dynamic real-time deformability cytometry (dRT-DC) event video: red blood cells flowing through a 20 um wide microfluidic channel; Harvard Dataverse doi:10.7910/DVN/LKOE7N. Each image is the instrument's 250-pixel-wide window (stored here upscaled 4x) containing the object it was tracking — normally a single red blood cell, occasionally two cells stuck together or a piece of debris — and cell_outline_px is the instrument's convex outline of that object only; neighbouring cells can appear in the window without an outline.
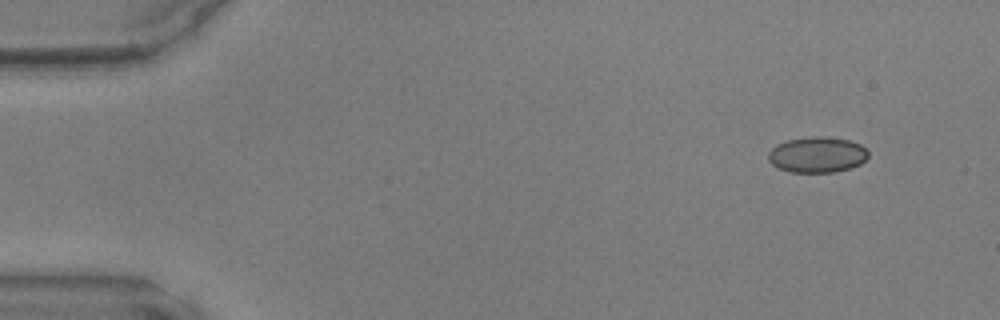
{"species": "common noctule bat (a hibernating species)", "species_latin": "Nyctalus noctula", "temperature_condition": "warm", "stored_images_in_passage": 44, "camera_frame_rate_fps": 3000, "um_per_image_px": 0.085, "animal": {"sex": "male", "body_mass_g": 17.9, "forearm_length_mm": 54.2}, "frame": {"image": 1, "passage_image": 1, "time_ms": 0.0, "image_size_px": [1000, 320], "cell_outline_px": [[868, 156], [860, 164], [852, 168], [836, 172], [788, 172], [776, 168], [768, 160], [768, 152], [776, 144], [788, 140], [812, 136], [824, 136], [848, 140], [860, 144], [868, 152]], "centroid_in_image_um": [69.43, 13.16], "position_along_channel_um": 15.6, "area_um2": 20.98}}
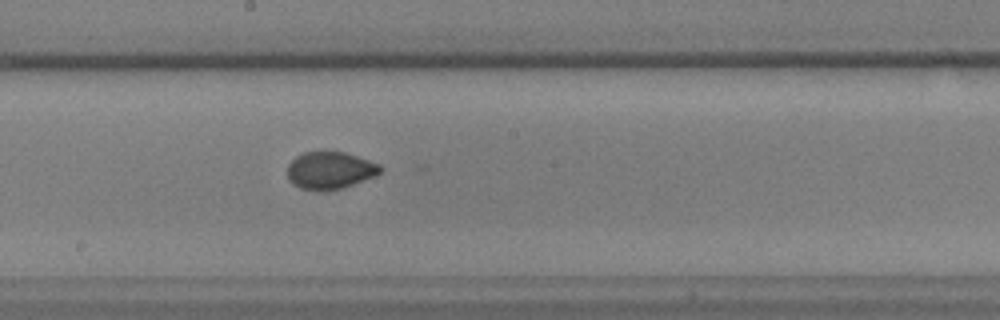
{"frame": {"image": 2, "passage_image": 23, "time_ms": 7.333, "image_size_px": [1000, 320], "cell_outline_px": [[384, 168], [376, 176], [340, 188], [300, 188], [292, 184], [288, 180], [288, 164], [296, 156], [304, 152], [344, 152], [380, 164]], "centroid_in_image_um": [28.06, 14.45], "position_along_channel_um": 220.1, "area_um2": 19.65}}
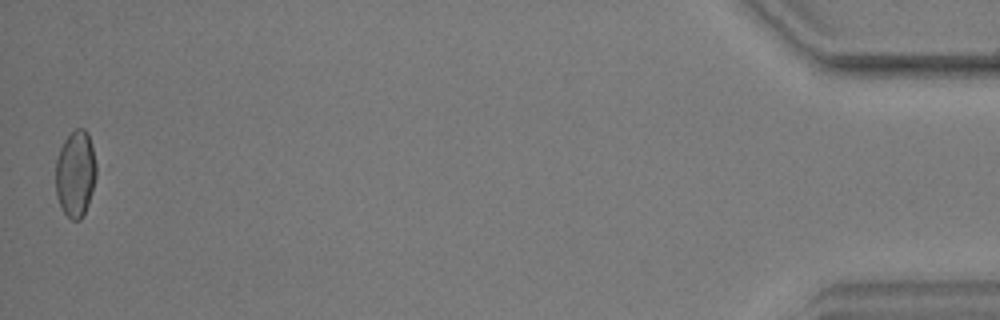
{"frame": {"image": 3, "passage_image": 44, "time_ms": 14.333, "image_size_px": [1000, 320], "cell_outline_px": [[96, 176], [88, 204], [84, 216], [80, 220], [72, 220], [64, 212], [56, 196], [56, 160], [60, 148], [64, 140], [76, 128], [84, 128], [88, 132], [92, 144], [96, 164]], "centroid_in_image_um": [6.42, 14.76], "position_along_channel_um": 428.8, "area_um2": 20.52}}